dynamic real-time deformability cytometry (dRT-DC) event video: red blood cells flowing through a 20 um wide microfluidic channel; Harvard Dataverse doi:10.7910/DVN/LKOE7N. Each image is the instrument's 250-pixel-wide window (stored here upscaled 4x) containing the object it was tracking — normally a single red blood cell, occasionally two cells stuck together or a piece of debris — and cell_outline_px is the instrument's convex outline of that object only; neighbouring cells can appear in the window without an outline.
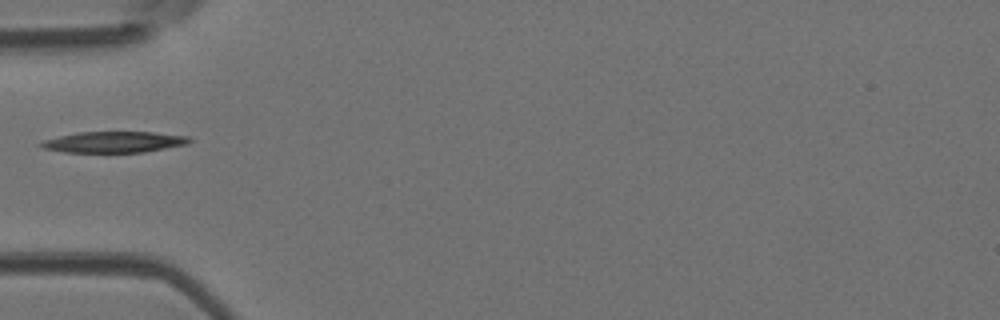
{"species": "Egyptian fruit bat (a non-hibernating species)", "species_latin": "Rousettus aegyptiacus", "temperature_condition": "room temperature", "stored_images_in_passage": 33, "camera_frame_rate_fps": 3000, "um_per_image_px": 0.085, "animal": {"sex": "female"}, "frame": {"image": 1, "passage_image": 1, "time_ms": 0.0, "image_size_px": [1000, 320], "cell_outline_px": [[192, 140], [188, 144], [144, 152], [64, 152], [44, 148], [36, 144], [44, 140], [76, 132], [152, 132], [188, 136]], "centroid_in_image_um": [9.69, 12.07], "position_along_channel_um": 75.3, "area_um2": 18.15}}
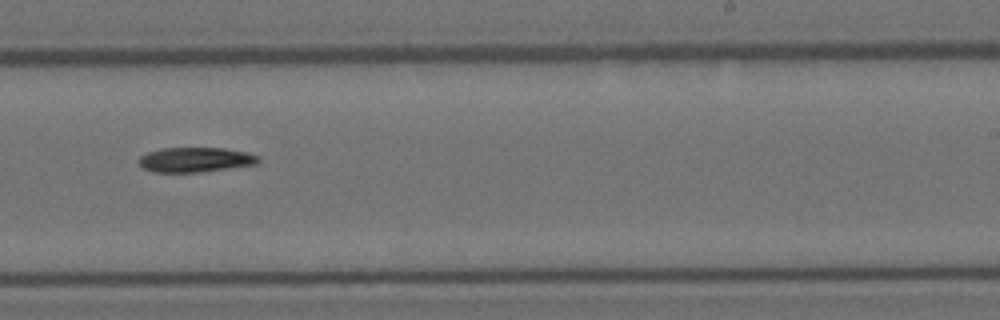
{"frame": {"image": 2, "passage_image": 15, "time_ms": 4.667, "image_size_px": [1000, 320], "cell_outline_px": [[260, 164], [200, 172], [152, 172], [144, 168], [136, 160], [140, 156], [148, 152], [160, 148], [224, 148], [244, 152], [256, 156], [260, 160]], "centroid_in_image_um": [16.58, 13.58], "position_along_channel_um": 272.4, "area_um2": 17.28}}
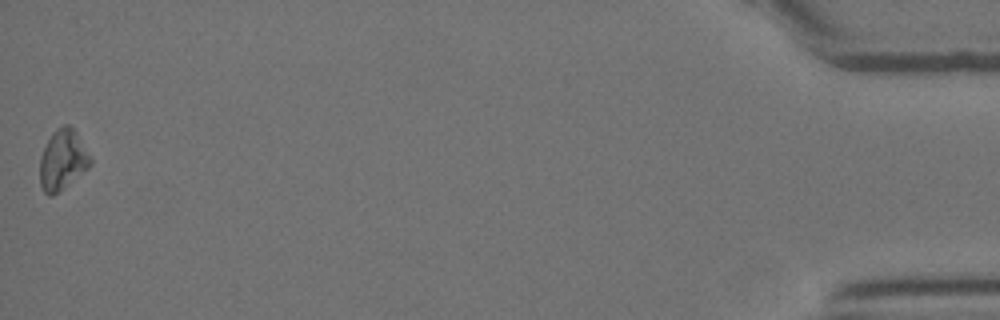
{"frame": {"image": 3, "passage_image": 33, "time_ms": 10.667, "image_size_px": [1000, 320], "cell_outline_px": [[92, 164], [88, 168], [52, 196], [48, 196], [44, 192], [40, 184], [40, 156], [52, 132], [56, 128], [64, 124], [68, 124], [76, 132], [92, 160]], "centroid_in_image_um": [5.31, 13.58], "position_along_channel_um": 429.9, "area_um2": 17.46}}